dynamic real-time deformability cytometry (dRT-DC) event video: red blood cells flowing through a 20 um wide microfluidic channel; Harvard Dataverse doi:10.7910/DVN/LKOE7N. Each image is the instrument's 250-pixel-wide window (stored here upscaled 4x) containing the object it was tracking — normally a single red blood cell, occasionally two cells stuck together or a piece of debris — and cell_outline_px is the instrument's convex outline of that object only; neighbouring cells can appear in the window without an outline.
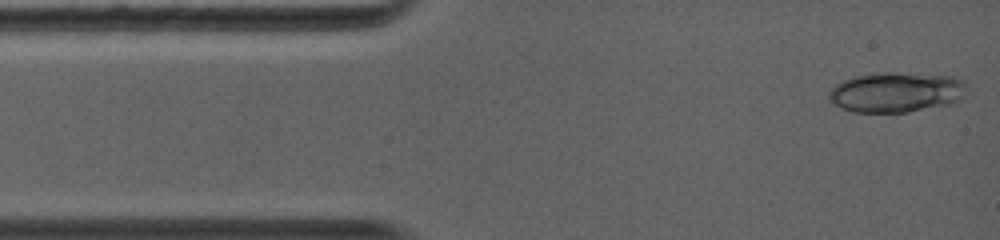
{"species": "common noctule bat (a hibernating species)", "species_latin": "Nyctalus noctula", "temperature_condition": "warm", "stored_images_in_passage": 7, "camera_frame_rate_fps": 5000, "um_per_image_px": 0.085, "animal": {"sex": "female", "body_mass_g": 19.0, "forearm_length_mm": 56.7}, "frame": {"image": 1, "passage_image": 1, "time_ms": 0.0, "image_size_px": [1000, 240], "cell_outline_px": [[964, 96], [960, 100], [948, 104], [908, 112], [852, 112], [840, 108], [832, 104], [828, 100], [828, 92], [836, 84], [852, 76], [884, 72], [892, 72], [952, 76], [964, 80]], "centroid_in_image_um": [76.13, 7.84], "position_along_channel_um": 8.9, "area_um2": 32.37}}